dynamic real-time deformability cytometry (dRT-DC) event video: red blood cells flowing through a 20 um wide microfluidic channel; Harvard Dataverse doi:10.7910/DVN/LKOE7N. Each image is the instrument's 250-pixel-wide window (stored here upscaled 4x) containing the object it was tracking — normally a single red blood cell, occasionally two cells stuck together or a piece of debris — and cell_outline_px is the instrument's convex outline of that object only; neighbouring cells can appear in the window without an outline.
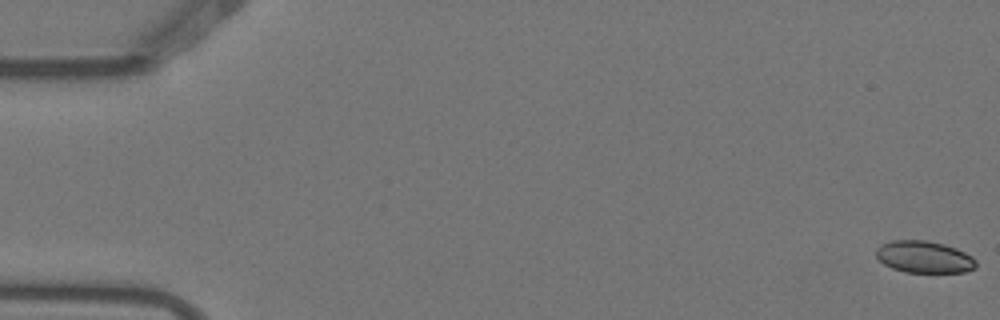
{"species": "Egyptian fruit bat (a non-hibernating species)", "species_latin": "Rousettus aegyptiacus", "temperature_condition": "warm", "stored_images_in_passage": 5, "camera_frame_rate_fps": 3000, "um_per_image_px": 0.085, "animal": {"sex": "female"}, "frame": {"image": 1, "passage_image": 1, "time_ms": 0.0, "image_size_px": [1000, 320], "cell_outline_px": [[976, 268], [964, 272], [904, 272], [892, 268], [884, 264], [876, 256], [876, 248], [880, 244], [892, 240], [928, 240], [944, 244], [956, 248], [972, 256], [976, 260]], "centroid_in_image_um": [78.55, 21.83], "position_along_channel_um": 6.5, "area_um2": 18.73}}
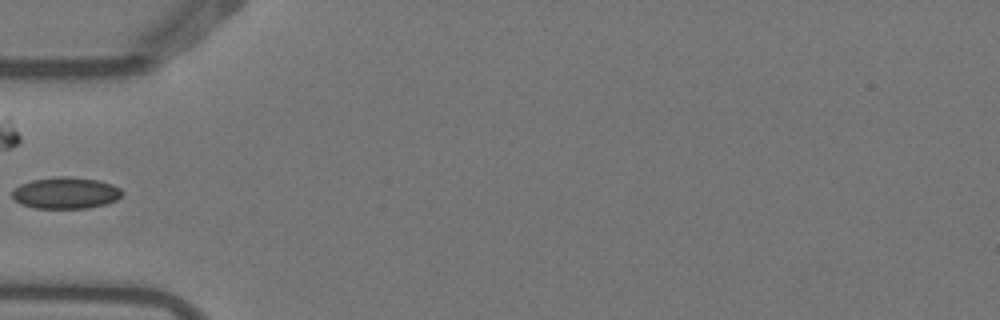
{"frame": {"image": 2, "passage_image": 5, "time_ms": 1.333, "image_size_px": [1000, 320], "cell_outline_px": [[124, 192], [116, 200], [104, 204], [88, 208], [36, 208], [20, 204], [12, 196], [12, 192], [20, 184], [32, 180], [56, 176], [68, 176], [100, 180], [112, 184], [120, 188]], "centroid_in_image_um": [5.6, 16.39], "position_along_channel_um": 79.4, "area_um2": 20.23}}